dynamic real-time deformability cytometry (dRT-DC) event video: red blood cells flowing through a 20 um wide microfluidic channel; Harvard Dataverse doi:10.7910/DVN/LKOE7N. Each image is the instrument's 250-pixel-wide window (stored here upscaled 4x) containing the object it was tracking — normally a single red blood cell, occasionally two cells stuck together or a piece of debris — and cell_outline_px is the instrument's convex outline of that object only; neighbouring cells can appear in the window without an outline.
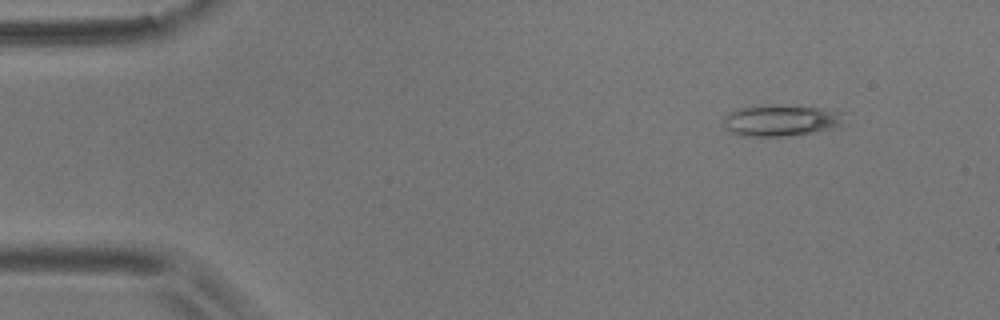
{"species": "common noctule bat (a hibernating species)", "species_latin": "Nyctalus noctula", "temperature_condition": "room temperature", "stored_images_in_passage": 5, "camera_frame_rate_fps": 3000, "um_per_image_px": 0.085, "animal": {"sex": "male", "body_mass_g": 17.9}, "frame": {"image": 1, "passage_image": 1, "time_ms": 0.0, "image_size_px": [1000, 320], "cell_outline_px": [[848, 124], [832, 128], [784, 136], [740, 136], [728, 132], [724, 128], [724, 116], [728, 112], [740, 108], [760, 104], [776, 104], [824, 108], [844, 112]], "centroid_in_image_um": [66.39, 10.21], "position_along_channel_um": 18.6, "area_um2": 22.72}}
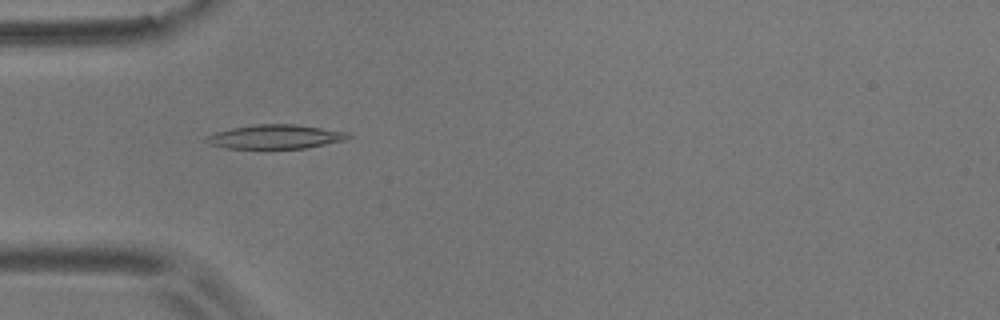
{"frame": {"image": 2, "passage_image": 4, "time_ms": 3.667, "image_size_px": [1000, 320], "cell_outline_px": [[352, 136], [344, 140], [304, 148], [224, 148], [212, 144], [204, 140], [208, 136], [216, 132], [232, 128], [252, 124], [296, 124], [348, 132]], "centroid_in_image_um": [23.42, 11.61], "position_along_channel_um": 61.6, "area_um2": 19.65}}
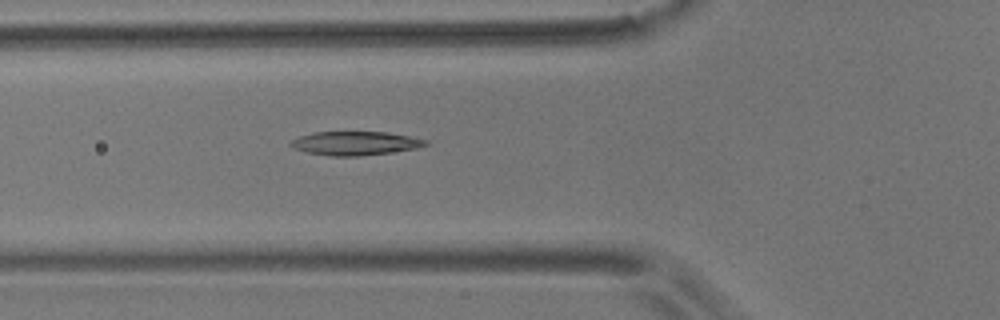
{"frame": {"image": 3, "passage_image": 5, "time_ms": 4.667, "image_size_px": [1000, 320], "cell_outline_px": [[428, 144], [416, 148], [360, 156], [332, 156], [308, 152], [292, 148], [288, 144], [292, 140], [300, 136], [312, 132], [388, 132], [428, 140]], "centroid_in_image_um": [30.16, 12.17], "position_along_channel_um": 95.6, "area_um2": 18.5}}